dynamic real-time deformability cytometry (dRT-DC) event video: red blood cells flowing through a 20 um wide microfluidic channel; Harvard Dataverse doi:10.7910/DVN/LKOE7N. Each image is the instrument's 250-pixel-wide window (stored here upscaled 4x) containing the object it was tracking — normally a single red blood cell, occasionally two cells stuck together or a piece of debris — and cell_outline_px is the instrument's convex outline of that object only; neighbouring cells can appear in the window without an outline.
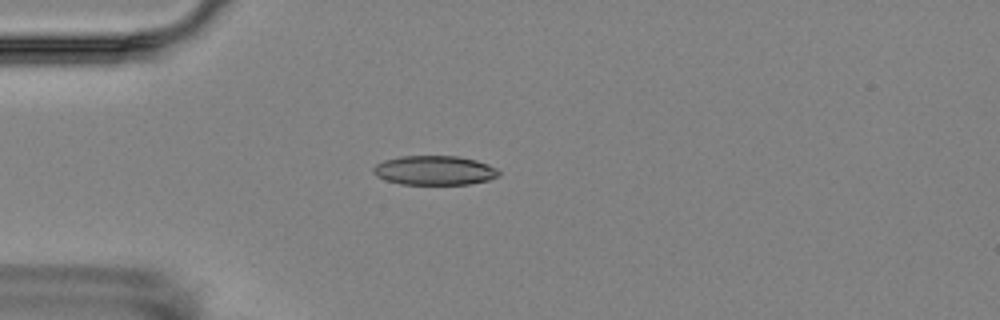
{"species": "Egyptian fruit bat (a non-hibernating species)", "species_latin": "Rousettus aegyptiacus", "temperature_condition": "room temperature", "stored_images_in_passage": 8, "camera_frame_rate_fps": 3000, "um_per_image_px": 0.085, "animal": {"sex": "female"}, "frame": {"image": 1, "passage_image": 4, "time_ms": 3.333, "image_size_px": [1000, 320], "cell_outline_px": [[500, 176], [488, 180], [468, 184], [400, 184], [384, 180], [376, 176], [372, 172], [372, 168], [376, 164], [384, 160], [400, 156], [460, 156], [476, 160], [488, 164], [496, 168], [500, 172]], "centroid_in_image_um": [36.91, 14.48], "position_along_channel_um": 48.1, "area_um2": 21.62}}
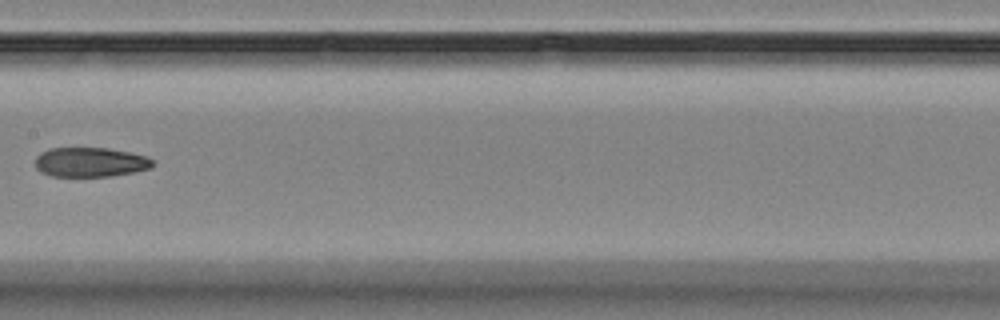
{"frame": {"image": 2, "passage_image": 8, "time_ms": 8.0, "image_size_px": [1000, 320], "cell_outline_px": [[152, 168], [112, 176], [52, 176], [40, 172], [36, 168], [36, 156], [40, 152], [48, 148], [108, 148], [148, 156], [152, 160]], "centroid_in_image_um": [7.65, 13.78], "position_along_channel_um": 199.7, "area_um2": 20.23}}